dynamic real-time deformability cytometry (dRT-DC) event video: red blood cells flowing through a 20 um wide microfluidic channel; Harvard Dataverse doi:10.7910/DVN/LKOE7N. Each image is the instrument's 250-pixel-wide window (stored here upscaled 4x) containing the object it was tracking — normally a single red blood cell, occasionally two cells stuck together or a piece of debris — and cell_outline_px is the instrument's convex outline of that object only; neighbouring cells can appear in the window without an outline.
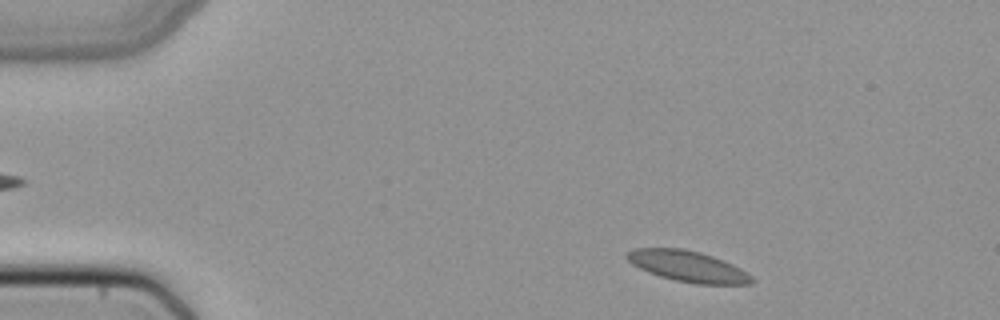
{"species": "common noctule bat (a hibernating species)", "species_latin": "Nyctalus noctula", "temperature_condition": "cold", "stored_images_in_passage": 46, "camera_frame_rate_fps": 3000, "um_per_image_px": 0.085, "animal": {"sex": "female", "body_mass_g": 22.7, "forearm_length_mm": 54.2}, "frame": {"image": 1, "passage_image": 3, "time_ms": 0.667, "image_size_px": [1000, 320], "cell_outline_px": [[752, 284], [696, 284], [676, 280], [660, 276], [648, 272], [632, 264], [624, 256], [632, 248], [684, 248], [700, 252], [724, 260], [740, 268], [752, 276]], "centroid_in_image_um": [58.45, 22.63], "position_along_channel_um": 26.6, "area_um2": 22.43}}
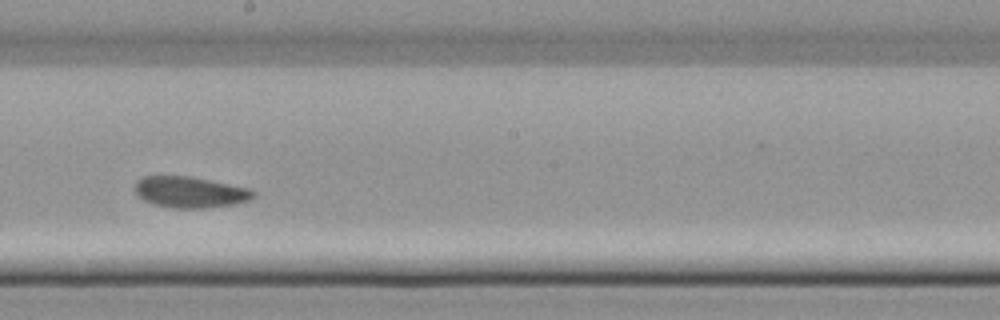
{"frame": {"image": 2, "passage_image": 24, "time_ms": 7.667, "image_size_px": [1000, 320], "cell_outline_px": [[256, 196], [248, 200], [232, 204], [204, 208], [172, 208], [156, 204], [144, 200], [136, 192], [136, 180], [144, 176], [188, 176], [248, 188], [256, 192]], "centroid_in_image_um": [16.16, 16.33], "position_along_channel_um": 232.0, "area_um2": 21.1}}
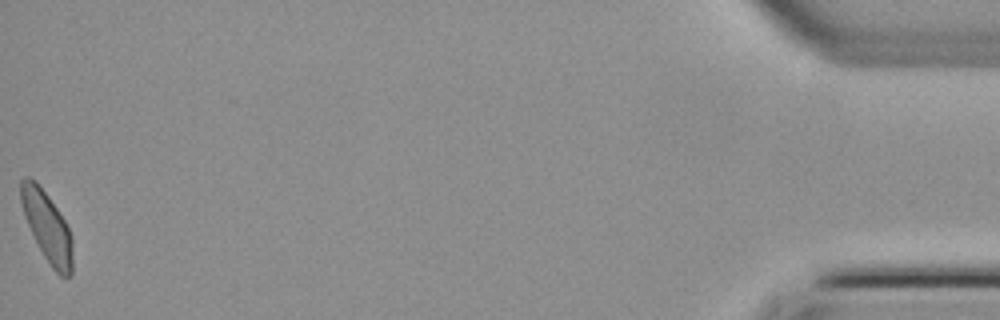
{"frame": {"image": 3, "passage_image": 46, "time_ms": 15.0, "image_size_px": [1000, 320], "cell_outline_px": [[72, 276], [60, 276], [52, 268], [44, 256], [24, 216], [20, 200], [20, 180], [24, 176], [28, 176], [36, 180], [48, 196], [64, 220], [72, 236]], "centroid_in_image_um": [4.0, 19.24], "position_along_channel_um": 431.2, "area_um2": 20.87}}